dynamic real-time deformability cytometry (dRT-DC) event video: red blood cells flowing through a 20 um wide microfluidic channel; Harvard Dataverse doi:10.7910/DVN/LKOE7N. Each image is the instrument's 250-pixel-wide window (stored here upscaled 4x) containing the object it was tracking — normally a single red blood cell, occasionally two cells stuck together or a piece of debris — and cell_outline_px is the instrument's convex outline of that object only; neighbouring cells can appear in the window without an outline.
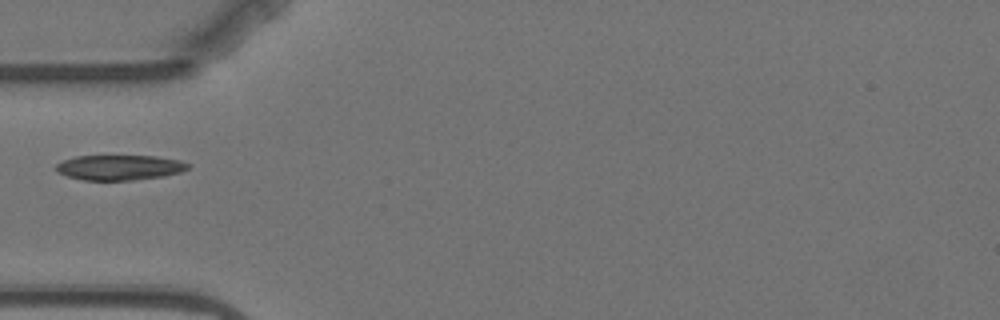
{"species": "Egyptian fruit bat (a non-hibernating species)", "species_latin": "Rousettus aegyptiacus", "temperature_condition": "warm", "stored_images_in_passage": 1, "camera_frame_rate_fps": 3000, "um_per_image_px": 0.085, "animal": {"sex": "female"}, "frame": {"image": 1, "passage_image": 1, "time_ms": 0.0, "image_size_px": [1000, 320], "cell_outline_px": [[192, 164], [188, 168], [180, 172], [164, 176], [132, 180], [84, 180], [68, 176], [56, 172], [56, 164], [64, 160], [76, 156], [156, 156], [180, 160]], "centroid_in_image_um": [10.18, 14.23], "position_along_channel_um": 74.8, "area_um2": 19.31}}